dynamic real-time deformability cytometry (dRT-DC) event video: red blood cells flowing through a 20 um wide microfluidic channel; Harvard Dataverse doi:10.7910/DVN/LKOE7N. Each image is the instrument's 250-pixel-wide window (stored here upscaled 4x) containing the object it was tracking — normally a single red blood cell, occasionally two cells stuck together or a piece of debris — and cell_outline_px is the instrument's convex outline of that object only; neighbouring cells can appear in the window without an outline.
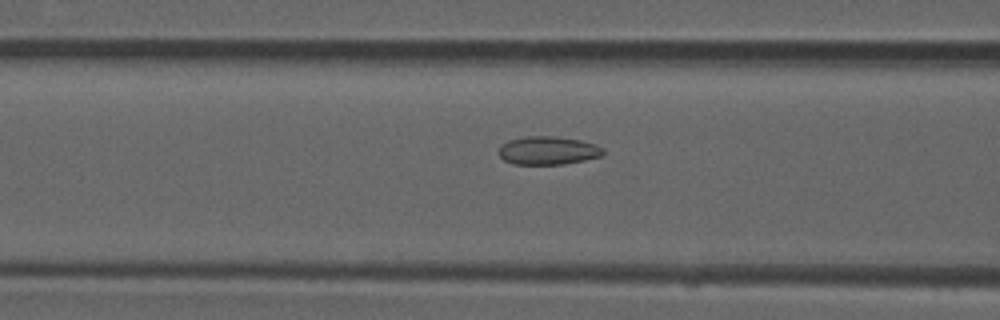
{"species": "common noctule bat (a hibernating species)", "species_latin": "Nyctalus noctula", "temperature_condition": "room temperature", "stored_images_in_passage": 40, "camera_frame_rate_fps": 3000, "um_per_image_px": 0.085, "animal": {"sex": "male", "forearm_length_mm": 52.5}, "frame": {"image": 1, "passage_image": 9, "time_ms": 2.667, "image_size_px": [1000, 320], "cell_outline_px": [[604, 152], [600, 156], [584, 160], [564, 164], [512, 164], [504, 160], [496, 152], [500, 144], [508, 140], [528, 136], [552, 136], [580, 140], [596, 144], [604, 148]], "centroid_in_image_um": [46.53, 12.79], "position_along_channel_um": 120.1, "area_um2": 17.34}}
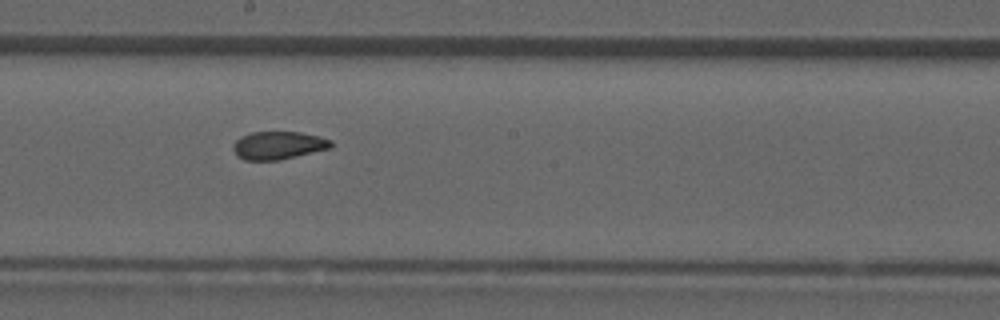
{"frame": {"image": 2, "passage_image": 17, "time_ms": 5.333, "image_size_px": [1000, 320], "cell_outline_px": [[332, 148], [280, 160], [244, 160], [236, 156], [232, 148], [232, 144], [240, 136], [252, 132], [300, 132], [320, 136], [332, 140]], "centroid_in_image_um": [23.65, 12.36], "position_along_channel_um": 224.6, "area_um2": 16.18}}
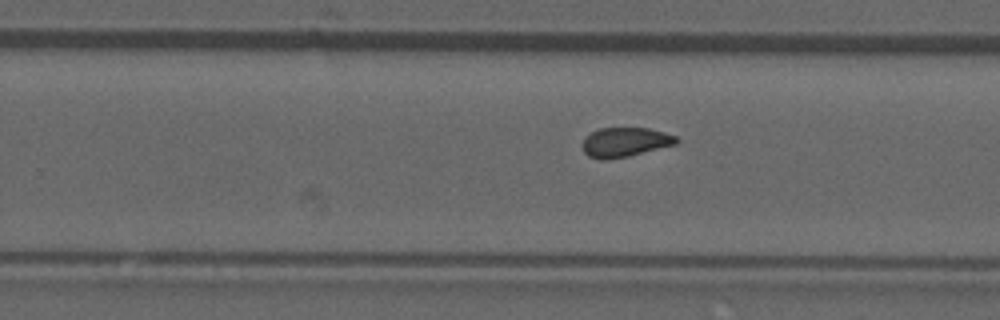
{"frame": {"image": 3, "passage_image": 21, "time_ms": 6.667, "image_size_px": [1000, 320], "cell_outline_px": [[680, 140], [676, 144], [628, 156], [604, 160], [600, 160], [588, 156], [584, 152], [584, 136], [600, 128], [648, 128], [664, 132], [676, 136]], "centroid_in_image_um": [53.13, 12.08], "position_along_channel_um": 276.7, "area_um2": 16.01}, "authors_computed_cell_mechanics": {"area_um2": 16.5019, "velocity_mm_per_s": 3.9234, "shape_relaxation_time_tau1_ms": null, "shape_relaxation_time_tau2_ms": 2.3974, "deformation_change_tau1": null, "deformation_change_tau2": 0.0685}}